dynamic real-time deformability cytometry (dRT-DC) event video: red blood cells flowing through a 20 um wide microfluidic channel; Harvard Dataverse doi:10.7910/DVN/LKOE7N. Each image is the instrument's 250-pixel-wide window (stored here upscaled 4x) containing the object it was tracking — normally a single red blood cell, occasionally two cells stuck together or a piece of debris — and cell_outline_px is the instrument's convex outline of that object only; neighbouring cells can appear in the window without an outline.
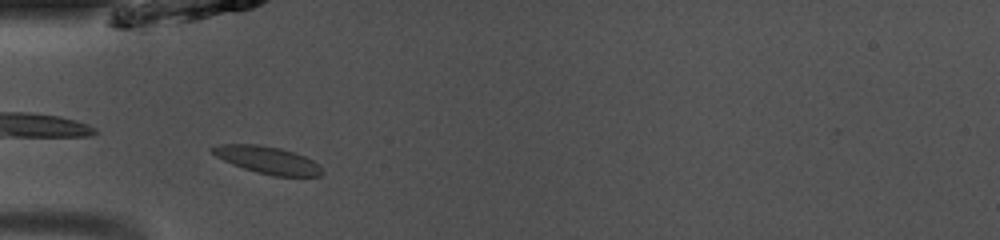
{"species": "common noctule bat (a hibernating species)", "species_latin": "Nyctalus noctula", "temperature_condition": "room temperature", "stored_images_in_passage": 31, "camera_frame_rate_fps": 3000, "um_per_image_px": 0.085, "animal": {"sex": "male", "body_mass_g": 13.0, "forearm_length_mm": 53.1}, "frame": {"image": 1, "passage_image": 1, "time_ms": 0.0, "image_size_px": [1000, 240], "cell_outline_px": [[324, 172], [320, 176], [276, 176], [256, 172], [232, 164], [216, 156], [208, 148], [220, 144], [256, 144], [280, 148], [304, 156], [320, 164]], "centroid_in_image_um": [22.75, 13.6], "position_along_channel_um": 62.3, "area_um2": 17.4}}
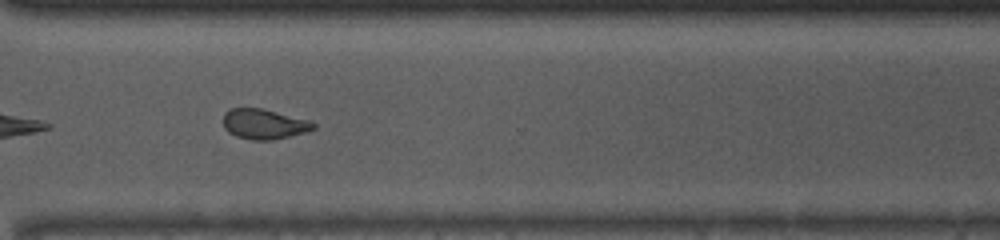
{"frame": {"image": 2, "passage_image": 22, "time_ms": 7.0, "image_size_px": [1000, 240], "cell_outline_px": [[316, 128], [304, 132], [272, 140], [252, 140], [236, 136], [228, 132], [224, 128], [224, 112], [232, 108], [260, 108], [312, 120], [316, 124]], "centroid_in_image_um": [22.45, 10.54], "position_along_channel_um": 348.1, "area_um2": 15.84}, "authors_computed_cell_mechanics": {"area_um2": 15.9528, "velocity_mm_per_s": 4.1067, "shape_relaxation_time_tau1_ms": null, "shape_relaxation_time_tau2_ms": 2.1153, "deformation_change_tau1": null, "deformation_change_tau2": 0.0702}}